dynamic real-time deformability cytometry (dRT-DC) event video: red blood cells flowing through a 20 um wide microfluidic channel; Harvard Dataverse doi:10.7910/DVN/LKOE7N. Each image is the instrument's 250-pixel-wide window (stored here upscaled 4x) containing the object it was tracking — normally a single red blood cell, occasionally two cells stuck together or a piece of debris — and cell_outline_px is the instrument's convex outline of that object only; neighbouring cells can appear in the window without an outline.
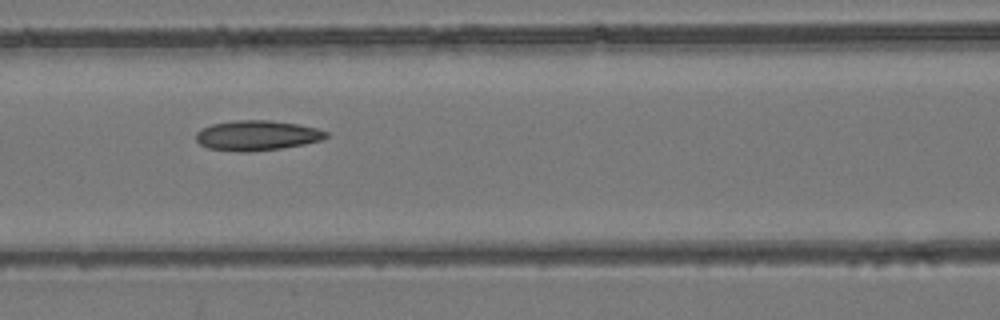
{"species": "common noctule bat (a hibernating species)", "species_latin": "Nyctalus noctula", "temperature_condition": "room temperature", "stored_images_in_passage": 15, "camera_frame_rate_fps": 3000, "um_per_image_px": 0.085, "animal": {"sex": "female", "body_mass_g": 24.6, "forearm_length_mm": 56.2}, "frame": {"image": 1, "passage_image": 9, "time_ms": 2.667, "image_size_px": [1000, 320], "cell_outline_px": [[328, 136], [320, 140], [304, 144], [280, 148], [252, 152], [240, 152], [208, 148], [200, 144], [196, 140], [196, 132], [200, 128], [212, 124], [236, 120], [268, 120], [296, 124], [316, 128], [328, 132]], "centroid_in_image_um": [21.8, 11.51], "position_along_channel_um": 144.8, "area_um2": 22.72}}